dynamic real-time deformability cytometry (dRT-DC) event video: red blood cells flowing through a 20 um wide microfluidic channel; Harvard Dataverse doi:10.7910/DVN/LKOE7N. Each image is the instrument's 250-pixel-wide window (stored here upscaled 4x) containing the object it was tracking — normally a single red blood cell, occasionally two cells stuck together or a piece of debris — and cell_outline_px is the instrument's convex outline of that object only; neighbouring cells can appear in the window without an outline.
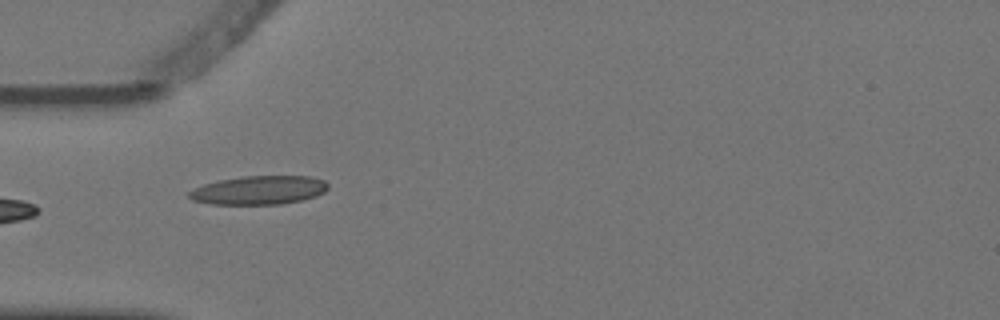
{"species": "Egyptian fruit bat (a non-hibernating species)", "species_latin": "Rousettus aegyptiacus", "temperature_condition": "warm", "stored_images_in_passage": 7, "camera_frame_rate_fps": 3000, "um_per_image_px": 0.085, "animal": {"sex": "female"}, "frame": {"image": 1, "passage_image": 6, "time_ms": 1.667, "image_size_px": [1000, 320], "cell_outline_px": [[328, 188], [324, 192], [316, 196], [300, 200], [280, 204], [212, 204], [192, 200], [188, 196], [188, 192], [204, 184], [220, 180], [244, 176], [312, 176], [324, 180], [328, 184]], "centroid_in_image_um": [22.03, 16.16], "position_along_channel_um": 63.0, "area_um2": 23.12}}
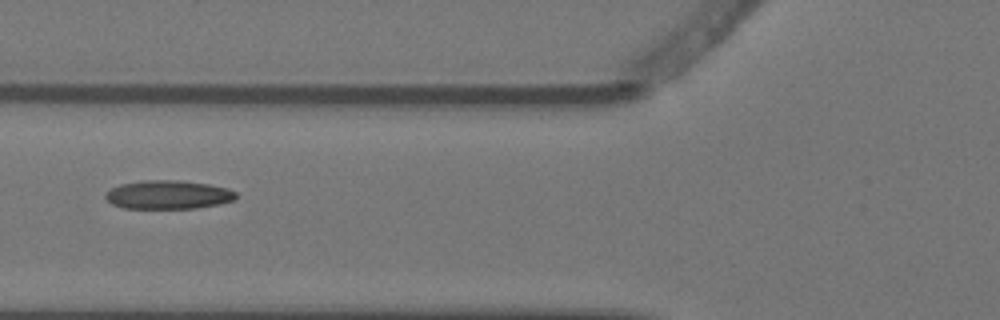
{"frame": {"image": 2, "passage_image": 7, "time_ms": 2.0, "image_size_px": [1000, 320], "cell_outline_px": [[236, 200], [196, 208], [124, 208], [112, 204], [104, 196], [112, 188], [120, 184], [144, 180], [180, 180], [208, 184], [228, 188], [236, 192]], "centroid_in_image_um": [14.31, 16.54], "position_along_channel_um": 111.5, "area_um2": 21.68}}